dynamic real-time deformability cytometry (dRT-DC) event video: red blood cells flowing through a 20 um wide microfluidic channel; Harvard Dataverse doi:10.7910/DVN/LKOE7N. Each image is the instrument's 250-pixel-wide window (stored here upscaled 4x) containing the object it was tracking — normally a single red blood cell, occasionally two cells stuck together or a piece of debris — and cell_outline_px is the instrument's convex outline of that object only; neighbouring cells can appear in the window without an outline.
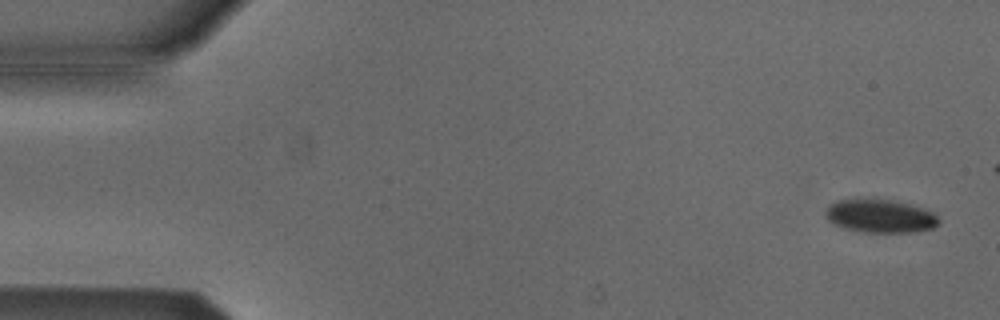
{"species": "Egyptian fruit bat (a non-hibernating species)", "species_latin": "Rousettus aegyptiacus", "temperature_condition": "cold", "stored_images_in_passage": 10, "camera_frame_rate_fps": 3000, "um_per_image_px": 0.085, "animal": {"sex": "male"}, "frame": {"image": 1, "passage_image": 2, "time_ms": 0.333, "image_size_px": [1000, 320], "cell_outline_px": [[940, 220], [932, 228], [912, 232], [864, 232], [844, 228], [832, 224], [828, 220], [824, 212], [828, 204], [836, 200], [856, 196], [876, 196], [924, 208], [932, 212]], "centroid_in_image_um": [74.71, 18.3], "position_along_channel_um": 10.3, "area_um2": 22.83}}